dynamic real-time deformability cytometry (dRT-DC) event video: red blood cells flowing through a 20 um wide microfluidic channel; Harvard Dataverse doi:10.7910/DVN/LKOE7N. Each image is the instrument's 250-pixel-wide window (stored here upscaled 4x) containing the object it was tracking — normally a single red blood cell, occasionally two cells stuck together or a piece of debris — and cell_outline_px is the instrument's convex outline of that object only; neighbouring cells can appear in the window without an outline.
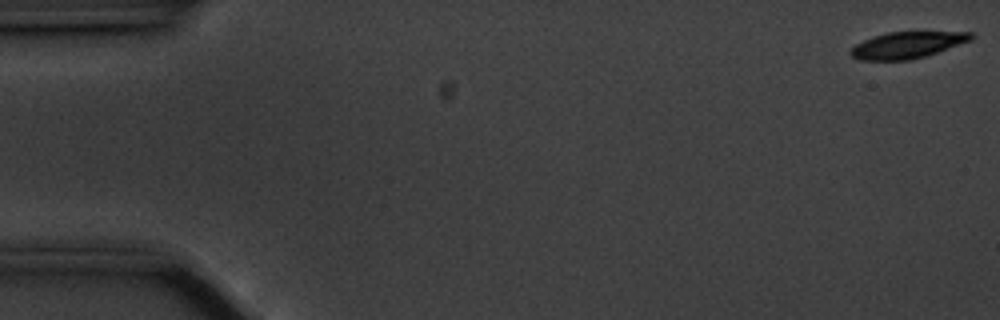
{"species": "common noctule bat (a hibernating species)", "species_latin": "Nyctalus noctula", "temperature_condition": "cold", "stored_images_in_passage": 57, "camera_frame_rate_fps": 3000, "um_per_image_px": 0.085, "animal": {"sex": "male", "body_mass_g": 20.1, "forearm_length_mm": 53.5}, "frame": {"image": 1, "passage_image": 1, "time_ms": 0.0, "image_size_px": [1000, 320], "cell_outline_px": [[972, 40], [924, 56], [908, 60], [860, 60], [852, 56], [848, 52], [856, 44], [872, 36], [888, 32], [972, 32]], "centroid_in_image_um": [77.07, 3.82], "position_along_channel_um": 7.9, "area_um2": 18.32}}
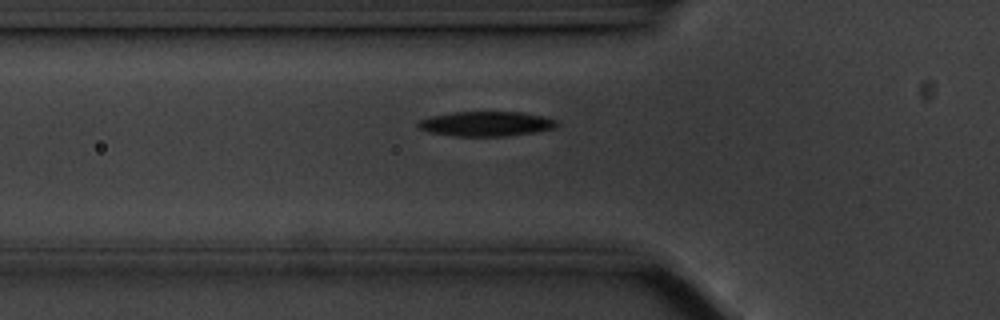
{"frame": {"image": 2, "passage_image": 19, "time_ms": 6.0, "image_size_px": [1000, 320], "cell_outline_px": [[560, 124], [556, 128], [532, 132], [504, 136], [452, 136], [428, 132], [416, 128], [416, 120], [432, 116], [452, 112], [520, 112], [540, 116], [556, 120]], "centroid_in_image_um": [41.24, 10.53], "position_along_channel_um": 84.6, "area_um2": 20.11}}
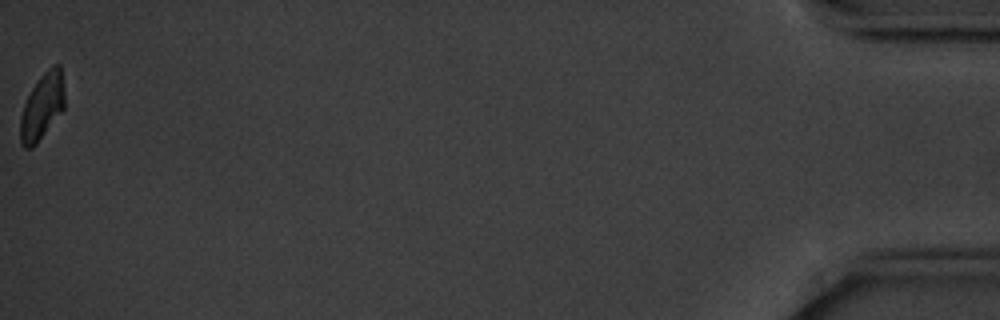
{"frame": {"image": 3, "passage_image": 57, "time_ms": 18.667, "image_size_px": [1000, 320], "cell_outline_px": [[64, 108], [36, 144], [32, 148], [24, 148], [20, 144], [20, 116], [24, 104], [32, 88], [40, 76], [52, 64], [60, 64], [64, 88]], "centroid_in_image_um": [3.57, 9.04], "position_along_channel_um": 431.6, "area_um2": 17.05}, "authors_computed_cell_mechanics": {"area_um2": 19.8254, "velocity_mm_per_s": 3.5167, "shape_relaxation_time_tau1_ms": 2.5534, "shape_relaxation_time_tau2_ms": null, "deformation_change_tau1": 0.1154, "deformation_change_tau2": null}}